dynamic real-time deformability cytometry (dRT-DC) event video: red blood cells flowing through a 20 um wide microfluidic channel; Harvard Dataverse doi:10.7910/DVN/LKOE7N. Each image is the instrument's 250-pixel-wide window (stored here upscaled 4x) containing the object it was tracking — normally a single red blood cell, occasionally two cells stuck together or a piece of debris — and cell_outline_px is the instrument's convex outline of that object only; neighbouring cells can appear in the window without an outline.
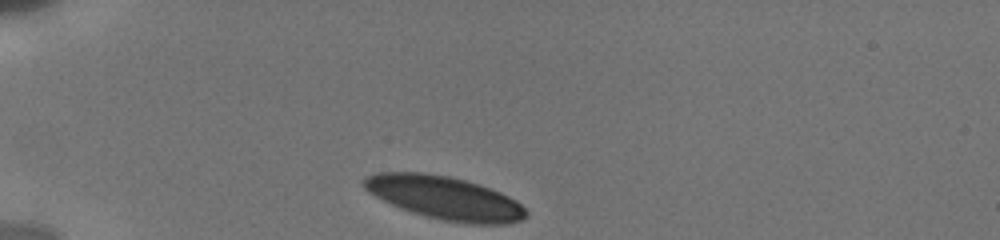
{"species": "human", "species_latin": "Homo sapiens", "temperature_condition": "cold", "stored_images_in_passage": 6, "camera_frame_rate_fps": 3000, "um_per_image_px": 0.085, "donor": {"sex": "male"}, "frame": {"image": 1, "passage_image": 1, "time_ms": 0.0, "image_size_px": [1000, 240], "cell_outline_px": [[528, 216], [520, 220], [508, 224], [468, 224], [444, 220], [424, 216], [400, 208], [368, 192], [364, 188], [364, 180], [368, 176], [376, 172], [424, 172], [448, 176], [480, 184], [500, 192], [516, 200], [528, 212]], "centroid_in_image_um": [37.83, 16.82], "position_along_channel_um": 47.2, "area_um2": 40.75}}
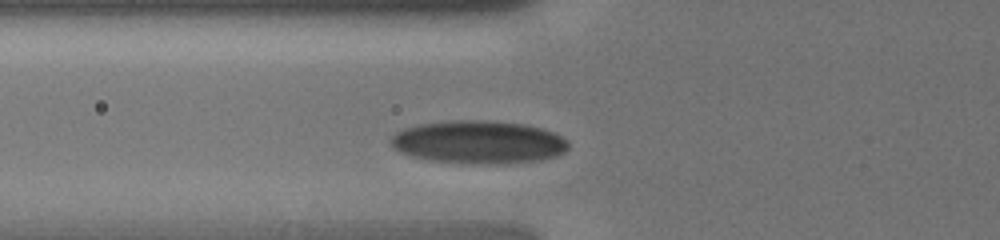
{"frame": {"image": 2, "passage_image": 5, "time_ms": 2.0, "image_size_px": [1000, 240], "cell_outline_px": [[568, 148], [564, 152], [556, 156], [540, 160], [500, 164], [472, 164], [428, 160], [412, 156], [400, 152], [388, 140], [396, 132], [404, 128], [420, 124], [448, 120], [488, 120], [524, 124], [540, 128], [552, 132], [568, 140]], "centroid_in_image_um": [40.67, 12.08], "position_along_channel_um": 85.1, "area_um2": 44.68}}